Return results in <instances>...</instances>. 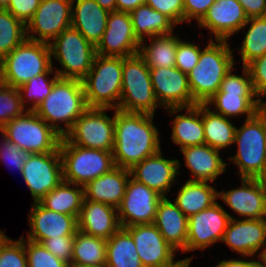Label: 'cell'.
<instances>
[{
    "instance_id": "6da1fadb",
    "label": "cell",
    "mask_w": 266,
    "mask_h": 267,
    "mask_svg": "<svg viewBox=\"0 0 266 267\" xmlns=\"http://www.w3.org/2000/svg\"><path fill=\"white\" fill-rule=\"evenodd\" d=\"M114 110V163L130 170L161 150L159 130L153 124V114Z\"/></svg>"
},
{
    "instance_id": "7a4b0ae2",
    "label": "cell",
    "mask_w": 266,
    "mask_h": 267,
    "mask_svg": "<svg viewBox=\"0 0 266 267\" xmlns=\"http://www.w3.org/2000/svg\"><path fill=\"white\" fill-rule=\"evenodd\" d=\"M226 40L210 39L205 45L197 65L187 74L193 100L205 104L220 88L234 61L233 50Z\"/></svg>"
},
{
    "instance_id": "3957f363",
    "label": "cell",
    "mask_w": 266,
    "mask_h": 267,
    "mask_svg": "<svg viewBox=\"0 0 266 267\" xmlns=\"http://www.w3.org/2000/svg\"><path fill=\"white\" fill-rule=\"evenodd\" d=\"M88 108L82 80L59 78L34 112L63 137Z\"/></svg>"
},
{
    "instance_id": "277c9868",
    "label": "cell",
    "mask_w": 266,
    "mask_h": 267,
    "mask_svg": "<svg viewBox=\"0 0 266 267\" xmlns=\"http://www.w3.org/2000/svg\"><path fill=\"white\" fill-rule=\"evenodd\" d=\"M236 127L237 152L229 157L239 168L240 178H258L266 169V105Z\"/></svg>"
},
{
    "instance_id": "5b68a950",
    "label": "cell",
    "mask_w": 266,
    "mask_h": 267,
    "mask_svg": "<svg viewBox=\"0 0 266 267\" xmlns=\"http://www.w3.org/2000/svg\"><path fill=\"white\" fill-rule=\"evenodd\" d=\"M122 66L123 57L96 54L90 71L82 79L88 107L119 108Z\"/></svg>"
},
{
    "instance_id": "8992f818",
    "label": "cell",
    "mask_w": 266,
    "mask_h": 267,
    "mask_svg": "<svg viewBox=\"0 0 266 267\" xmlns=\"http://www.w3.org/2000/svg\"><path fill=\"white\" fill-rule=\"evenodd\" d=\"M242 67L241 76L233 73L235 67H232L222 80L219 90L205 102L207 106L214 105L212 110L226 118L246 115L245 118L249 119L266 105L253 90L248 68Z\"/></svg>"
},
{
    "instance_id": "52a82bcc",
    "label": "cell",
    "mask_w": 266,
    "mask_h": 267,
    "mask_svg": "<svg viewBox=\"0 0 266 267\" xmlns=\"http://www.w3.org/2000/svg\"><path fill=\"white\" fill-rule=\"evenodd\" d=\"M53 63L49 43L26 38L0 60V82L18 88L46 73Z\"/></svg>"
},
{
    "instance_id": "ba28073f",
    "label": "cell",
    "mask_w": 266,
    "mask_h": 267,
    "mask_svg": "<svg viewBox=\"0 0 266 267\" xmlns=\"http://www.w3.org/2000/svg\"><path fill=\"white\" fill-rule=\"evenodd\" d=\"M160 108L152 87L150 69L137 53L123 57L122 91L118 110L155 115Z\"/></svg>"
},
{
    "instance_id": "9c48e42d",
    "label": "cell",
    "mask_w": 266,
    "mask_h": 267,
    "mask_svg": "<svg viewBox=\"0 0 266 267\" xmlns=\"http://www.w3.org/2000/svg\"><path fill=\"white\" fill-rule=\"evenodd\" d=\"M59 151L63 181L76 185L85 186L116 167L112 152L70 144L64 137L61 138Z\"/></svg>"
},
{
    "instance_id": "30bf717a",
    "label": "cell",
    "mask_w": 266,
    "mask_h": 267,
    "mask_svg": "<svg viewBox=\"0 0 266 267\" xmlns=\"http://www.w3.org/2000/svg\"><path fill=\"white\" fill-rule=\"evenodd\" d=\"M62 69H55L60 78L82 80L90 71L96 56L95 46L77 29L70 26L49 43Z\"/></svg>"
},
{
    "instance_id": "8fae6325",
    "label": "cell",
    "mask_w": 266,
    "mask_h": 267,
    "mask_svg": "<svg viewBox=\"0 0 266 267\" xmlns=\"http://www.w3.org/2000/svg\"><path fill=\"white\" fill-rule=\"evenodd\" d=\"M0 133L30 154L55 152L62 138L34 111H26L9 121Z\"/></svg>"
},
{
    "instance_id": "7c38bea8",
    "label": "cell",
    "mask_w": 266,
    "mask_h": 267,
    "mask_svg": "<svg viewBox=\"0 0 266 267\" xmlns=\"http://www.w3.org/2000/svg\"><path fill=\"white\" fill-rule=\"evenodd\" d=\"M110 109L89 107L63 137L70 144L113 152L115 111L110 118L106 113Z\"/></svg>"
},
{
    "instance_id": "4fadbf2b",
    "label": "cell",
    "mask_w": 266,
    "mask_h": 267,
    "mask_svg": "<svg viewBox=\"0 0 266 267\" xmlns=\"http://www.w3.org/2000/svg\"><path fill=\"white\" fill-rule=\"evenodd\" d=\"M21 176L30 190L33 202L41 200L63 181L59 148L55 152L30 154Z\"/></svg>"
},
{
    "instance_id": "5bb4252c",
    "label": "cell",
    "mask_w": 266,
    "mask_h": 267,
    "mask_svg": "<svg viewBox=\"0 0 266 267\" xmlns=\"http://www.w3.org/2000/svg\"><path fill=\"white\" fill-rule=\"evenodd\" d=\"M72 22V0H41L26 24V38L50 43ZM38 34V36H36Z\"/></svg>"
},
{
    "instance_id": "9a60e30c",
    "label": "cell",
    "mask_w": 266,
    "mask_h": 267,
    "mask_svg": "<svg viewBox=\"0 0 266 267\" xmlns=\"http://www.w3.org/2000/svg\"><path fill=\"white\" fill-rule=\"evenodd\" d=\"M231 216L219 203L188 218V237L185 252L205 250L221 242Z\"/></svg>"
},
{
    "instance_id": "2e32d148",
    "label": "cell",
    "mask_w": 266,
    "mask_h": 267,
    "mask_svg": "<svg viewBox=\"0 0 266 267\" xmlns=\"http://www.w3.org/2000/svg\"><path fill=\"white\" fill-rule=\"evenodd\" d=\"M163 198L155 190L128 179L124 197L117 208L120 226L125 228L137 224H151L155 220L157 206Z\"/></svg>"
},
{
    "instance_id": "e0dca14e",
    "label": "cell",
    "mask_w": 266,
    "mask_h": 267,
    "mask_svg": "<svg viewBox=\"0 0 266 267\" xmlns=\"http://www.w3.org/2000/svg\"><path fill=\"white\" fill-rule=\"evenodd\" d=\"M141 42L134 34L129 12L112 11L101 40L95 46L96 54L128 57L139 53Z\"/></svg>"
},
{
    "instance_id": "ac0fdd59",
    "label": "cell",
    "mask_w": 266,
    "mask_h": 267,
    "mask_svg": "<svg viewBox=\"0 0 266 267\" xmlns=\"http://www.w3.org/2000/svg\"><path fill=\"white\" fill-rule=\"evenodd\" d=\"M243 257L263 258L266 255V218L230 219L222 241ZM263 249V251H262Z\"/></svg>"
},
{
    "instance_id": "d6986e66",
    "label": "cell",
    "mask_w": 266,
    "mask_h": 267,
    "mask_svg": "<svg viewBox=\"0 0 266 267\" xmlns=\"http://www.w3.org/2000/svg\"><path fill=\"white\" fill-rule=\"evenodd\" d=\"M150 77L161 108L197 105L191 94L187 74L180 69L176 67L150 68Z\"/></svg>"
},
{
    "instance_id": "ffe728a7",
    "label": "cell",
    "mask_w": 266,
    "mask_h": 267,
    "mask_svg": "<svg viewBox=\"0 0 266 267\" xmlns=\"http://www.w3.org/2000/svg\"><path fill=\"white\" fill-rule=\"evenodd\" d=\"M180 161L178 159H166L160 150L157 154L145 158L130 169V174L137 182L145 184L155 190L161 196L166 197L171 186L178 181L176 176L180 174Z\"/></svg>"
},
{
    "instance_id": "44dd1931",
    "label": "cell",
    "mask_w": 266,
    "mask_h": 267,
    "mask_svg": "<svg viewBox=\"0 0 266 267\" xmlns=\"http://www.w3.org/2000/svg\"><path fill=\"white\" fill-rule=\"evenodd\" d=\"M28 222L30 230L27 240L42 243L45 239L75 235L78 231L77 217L58 213L44 208L39 202H33Z\"/></svg>"
},
{
    "instance_id": "7402d4cb",
    "label": "cell",
    "mask_w": 266,
    "mask_h": 267,
    "mask_svg": "<svg viewBox=\"0 0 266 267\" xmlns=\"http://www.w3.org/2000/svg\"><path fill=\"white\" fill-rule=\"evenodd\" d=\"M248 21L242 5L237 0H216L198 27L208 29L211 37L226 40L239 32Z\"/></svg>"
},
{
    "instance_id": "603a6c76",
    "label": "cell",
    "mask_w": 266,
    "mask_h": 267,
    "mask_svg": "<svg viewBox=\"0 0 266 267\" xmlns=\"http://www.w3.org/2000/svg\"><path fill=\"white\" fill-rule=\"evenodd\" d=\"M218 198L241 218H266V194L258 178H241V187L219 191Z\"/></svg>"
},
{
    "instance_id": "cb8c5ba5",
    "label": "cell",
    "mask_w": 266,
    "mask_h": 267,
    "mask_svg": "<svg viewBox=\"0 0 266 267\" xmlns=\"http://www.w3.org/2000/svg\"><path fill=\"white\" fill-rule=\"evenodd\" d=\"M125 229L131 234L144 267L164 265L175 258L176 251L153 223L132 225Z\"/></svg>"
},
{
    "instance_id": "d4e9b609",
    "label": "cell",
    "mask_w": 266,
    "mask_h": 267,
    "mask_svg": "<svg viewBox=\"0 0 266 267\" xmlns=\"http://www.w3.org/2000/svg\"><path fill=\"white\" fill-rule=\"evenodd\" d=\"M77 222L82 233L105 240L121 228L117 208L85 198Z\"/></svg>"
},
{
    "instance_id": "484cf974",
    "label": "cell",
    "mask_w": 266,
    "mask_h": 267,
    "mask_svg": "<svg viewBox=\"0 0 266 267\" xmlns=\"http://www.w3.org/2000/svg\"><path fill=\"white\" fill-rule=\"evenodd\" d=\"M153 224L176 252L180 249L185 253L188 217L167 197L159 201Z\"/></svg>"
},
{
    "instance_id": "4316f807",
    "label": "cell",
    "mask_w": 266,
    "mask_h": 267,
    "mask_svg": "<svg viewBox=\"0 0 266 267\" xmlns=\"http://www.w3.org/2000/svg\"><path fill=\"white\" fill-rule=\"evenodd\" d=\"M180 151L185 158V166L194 177L190 181H207L212 184L229 165L220 157V150L207 144L187 146Z\"/></svg>"
},
{
    "instance_id": "83f0119b",
    "label": "cell",
    "mask_w": 266,
    "mask_h": 267,
    "mask_svg": "<svg viewBox=\"0 0 266 267\" xmlns=\"http://www.w3.org/2000/svg\"><path fill=\"white\" fill-rule=\"evenodd\" d=\"M168 114L173 115L171 139L179 149L187 146L205 144L204 127L202 121V104L190 107L165 108ZM185 110V114H177Z\"/></svg>"
},
{
    "instance_id": "f1b7e54d",
    "label": "cell",
    "mask_w": 266,
    "mask_h": 267,
    "mask_svg": "<svg viewBox=\"0 0 266 267\" xmlns=\"http://www.w3.org/2000/svg\"><path fill=\"white\" fill-rule=\"evenodd\" d=\"M130 170L114 167L110 172L89 181L84 187L85 199L118 208L126 190Z\"/></svg>"
},
{
    "instance_id": "f546056e",
    "label": "cell",
    "mask_w": 266,
    "mask_h": 267,
    "mask_svg": "<svg viewBox=\"0 0 266 267\" xmlns=\"http://www.w3.org/2000/svg\"><path fill=\"white\" fill-rule=\"evenodd\" d=\"M109 13L95 0H72L71 26L96 46L105 32Z\"/></svg>"
},
{
    "instance_id": "4dcf8cb0",
    "label": "cell",
    "mask_w": 266,
    "mask_h": 267,
    "mask_svg": "<svg viewBox=\"0 0 266 267\" xmlns=\"http://www.w3.org/2000/svg\"><path fill=\"white\" fill-rule=\"evenodd\" d=\"M173 201L189 218L216 203L218 191L207 181H190L180 186Z\"/></svg>"
},
{
    "instance_id": "1f68e13d",
    "label": "cell",
    "mask_w": 266,
    "mask_h": 267,
    "mask_svg": "<svg viewBox=\"0 0 266 267\" xmlns=\"http://www.w3.org/2000/svg\"><path fill=\"white\" fill-rule=\"evenodd\" d=\"M133 31L141 42L144 37L168 35L176 26L167 16L153 9L147 4H142L130 12Z\"/></svg>"
},
{
    "instance_id": "d6a6232c",
    "label": "cell",
    "mask_w": 266,
    "mask_h": 267,
    "mask_svg": "<svg viewBox=\"0 0 266 267\" xmlns=\"http://www.w3.org/2000/svg\"><path fill=\"white\" fill-rule=\"evenodd\" d=\"M84 198L83 186L62 181L38 202L46 209L78 218Z\"/></svg>"
},
{
    "instance_id": "836d02e7",
    "label": "cell",
    "mask_w": 266,
    "mask_h": 267,
    "mask_svg": "<svg viewBox=\"0 0 266 267\" xmlns=\"http://www.w3.org/2000/svg\"><path fill=\"white\" fill-rule=\"evenodd\" d=\"M229 119L202 104L205 144L220 151L234 144L236 126Z\"/></svg>"
},
{
    "instance_id": "e575fe53",
    "label": "cell",
    "mask_w": 266,
    "mask_h": 267,
    "mask_svg": "<svg viewBox=\"0 0 266 267\" xmlns=\"http://www.w3.org/2000/svg\"><path fill=\"white\" fill-rule=\"evenodd\" d=\"M107 240L77 231L71 264L78 267H105Z\"/></svg>"
},
{
    "instance_id": "d590c367",
    "label": "cell",
    "mask_w": 266,
    "mask_h": 267,
    "mask_svg": "<svg viewBox=\"0 0 266 267\" xmlns=\"http://www.w3.org/2000/svg\"><path fill=\"white\" fill-rule=\"evenodd\" d=\"M105 267H144L131 234L123 227L107 240Z\"/></svg>"
},
{
    "instance_id": "8d00e7d4",
    "label": "cell",
    "mask_w": 266,
    "mask_h": 267,
    "mask_svg": "<svg viewBox=\"0 0 266 267\" xmlns=\"http://www.w3.org/2000/svg\"><path fill=\"white\" fill-rule=\"evenodd\" d=\"M149 44L141 41L139 54L150 68H171L175 67V56L177 51V36L173 33L163 36H154ZM145 44V45H144Z\"/></svg>"
},
{
    "instance_id": "74e56055",
    "label": "cell",
    "mask_w": 266,
    "mask_h": 267,
    "mask_svg": "<svg viewBox=\"0 0 266 267\" xmlns=\"http://www.w3.org/2000/svg\"><path fill=\"white\" fill-rule=\"evenodd\" d=\"M246 26L248 29L239 50L243 66L266 53V16L248 18L242 30Z\"/></svg>"
},
{
    "instance_id": "f35d334b",
    "label": "cell",
    "mask_w": 266,
    "mask_h": 267,
    "mask_svg": "<svg viewBox=\"0 0 266 267\" xmlns=\"http://www.w3.org/2000/svg\"><path fill=\"white\" fill-rule=\"evenodd\" d=\"M50 74H53L52 78ZM59 78L52 64V67L46 73L32 77L28 82L18 87L22 105L26 108L25 103L31 102V106L28 105L27 111H35L37 109L50 94L54 83Z\"/></svg>"
},
{
    "instance_id": "ab89813d",
    "label": "cell",
    "mask_w": 266,
    "mask_h": 267,
    "mask_svg": "<svg viewBox=\"0 0 266 267\" xmlns=\"http://www.w3.org/2000/svg\"><path fill=\"white\" fill-rule=\"evenodd\" d=\"M26 39V25L0 7V60Z\"/></svg>"
},
{
    "instance_id": "60d3db41",
    "label": "cell",
    "mask_w": 266,
    "mask_h": 267,
    "mask_svg": "<svg viewBox=\"0 0 266 267\" xmlns=\"http://www.w3.org/2000/svg\"><path fill=\"white\" fill-rule=\"evenodd\" d=\"M26 111L27 109L22 105L18 88L0 82V129Z\"/></svg>"
},
{
    "instance_id": "b9f144b4",
    "label": "cell",
    "mask_w": 266,
    "mask_h": 267,
    "mask_svg": "<svg viewBox=\"0 0 266 267\" xmlns=\"http://www.w3.org/2000/svg\"><path fill=\"white\" fill-rule=\"evenodd\" d=\"M0 267H27L23 236L13 240L6 235L0 242Z\"/></svg>"
},
{
    "instance_id": "7bdbcfd3",
    "label": "cell",
    "mask_w": 266,
    "mask_h": 267,
    "mask_svg": "<svg viewBox=\"0 0 266 267\" xmlns=\"http://www.w3.org/2000/svg\"><path fill=\"white\" fill-rule=\"evenodd\" d=\"M27 267H68L69 264L55 257L42 243L24 238Z\"/></svg>"
},
{
    "instance_id": "ee69618b",
    "label": "cell",
    "mask_w": 266,
    "mask_h": 267,
    "mask_svg": "<svg viewBox=\"0 0 266 267\" xmlns=\"http://www.w3.org/2000/svg\"><path fill=\"white\" fill-rule=\"evenodd\" d=\"M201 48L193 42L183 41L177 37L175 67L188 74L198 63Z\"/></svg>"
},
{
    "instance_id": "f6af8a7d",
    "label": "cell",
    "mask_w": 266,
    "mask_h": 267,
    "mask_svg": "<svg viewBox=\"0 0 266 267\" xmlns=\"http://www.w3.org/2000/svg\"><path fill=\"white\" fill-rule=\"evenodd\" d=\"M2 143L0 144V161L7 164L11 168L18 169L22 174V169L25 161L30 153L18 147L15 143L8 140L4 134L1 133Z\"/></svg>"
},
{
    "instance_id": "bcb514c9",
    "label": "cell",
    "mask_w": 266,
    "mask_h": 267,
    "mask_svg": "<svg viewBox=\"0 0 266 267\" xmlns=\"http://www.w3.org/2000/svg\"><path fill=\"white\" fill-rule=\"evenodd\" d=\"M246 67L250 73L255 94L266 104V101L262 100L263 97L266 98V53L252 60Z\"/></svg>"
},
{
    "instance_id": "7dc6e473",
    "label": "cell",
    "mask_w": 266,
    "mask_h": 267,
    "mask_svg": "<svg viewBox=\"0 0 266 267\" xmlns=\"http://www.w3.org/2000/svg\"><path fill=\"white\" fill-rule=\"evenodd\" d=\"M145 4L167 16L175 25L184 22L183 0H145Z\"/></svg>"
},
{
    "instance_id": "c3c4849f",
    "label": "cell",
    "mask_w": 266,
    "mask_h": 267,
    "mask_svg": "<svg viewBox=\"0 0 266 267\" xmlns=\"http://www.w3.org/2000/svg\"><path fill=\"white\" fill-rule=\"evenodd\" d=\"M74 236H59L57 238L45 239L42 244L50 251L55 257L71 264L72 252L74 246Z\"/></svg>"
},
{
    "instance_id": "681fc988",
    "label": "cell",
    "mask_w": 266,
    "mask_h": 267,
    "mask_svg": "<svg viewBox=\"0 0 266 267\" xmlns=\"http://www.w3.org/2000/svg\"><path fill=\"white\" fill-rule=\"evenodd\" d=\"M40 2L41 0H9L4 8L26 25L39 7Z\"/></svg>"
},
{
    "instance_id": "f907efd6",
    "label": "cell",
    "mask_w": 266,
    "mask_h": 267,
    "mask_svg": "<svg viewBox=\"0 0 266 267\" xmlns=\"http://www.w3.org/2000/svg\"><path fill=\"white\" fill-rule=\"evenodd\" d=\"M215 1L216 0H183L184 23L188 22L190 24L194 19L199 23Z\"/></svg>"
},
{
    "instance_id": "816d5d0a",
    "label": "cell",
    "mask_w": 266,
    "mask_h": 267,
    "mask_svg": "<svg viewBox=\"0 0 266 267\" xmlns=\"http://www.w3.org/2000/svg\"><path fill=\"white\" fill-rule=\"evenodd\" d=\"M248 18L266 16V0H237Z\"/></svg>"
},
{
    "instance_id": "f5cc1de1",
    "label": "cell",
    "mask_w": 266,
    "mask_h": 267,
    "mask_svg": "<svg viewBox=\"0 0 266 267\" xmlns=\"http://www.w3.org/2000/svg\"><path fill=\"white\" fill-rule=\"evenodd\" d=\"M250 260H243L239 257V259H230V260H221L219 263L214 267H250L256 260H253L252 257L249 258Z\"/></svg>"
},
{
    "instance_id": "db71d44e",
    "label": "cell",
    "mask_w": 266,
    "mask_h": 267,
    "mask_svg": "<svg viewBox=\"0 0 266 267\" xmlns=\"http://www.w3.org/2000/svg\"><path fill=\"white\" fill-rule=\"evenodd\" d=\"M145 3V0H116V11L131 12L138 6Z\"/></svg>"
},
{
    "instance_id": "11a10c76",
    "label": "cell",
    "mask_w": 266,
    "mask_h": 267,
    "mask_svg": "<svg viewBox=\"0 0 266 267\" xmlns=\"http://www.w3.org/2000/svg\"><path fill=\"white\" fill-rule=\"evenodd\" d=\"M193 256L192 257H186L181 260H175L173 259L169 263H166L164 265H159L156 267H189L190 263L192 262Z\"/></svg>"
},
{
    "instance_id": "9f6ffc18",
    "label": "cell",
    "mask_w": 266,
    "mask_h": 267,
    "mask_svg": "<svg viewBox=\"0 0 266 267\" xmlns=\"http://www.w3.org/2000/svg\"><path fill=\"white\" fill-rule=\"evenodd\" d=\"M102 8L112 12L116 11V0H95Z\"/></svg>"
},
{
    "instance_id": "6f0895ef",
    "label": "cell",
    "mask_w": 266,
    "mask_h": 267,
    "mask_svg": "<svg viewBox=\"0 0 266 267\" xmlns=\"http://www.w3.org/2000/svg\"><path fill=\"white\" fill-rule=\"evenodd\" d=\"M250 267H266V259L258 258Z\"/></svg>"
},
{
    "instance_id": "680465c9",
    "label": "cell",
    "mask_w": 266,
    "mask_h": 267,
    "mask_svg": "<svg viewBox=\"0 0 266 267\" xmlns=\"http://www.w3.org/2000/svg\"><path fill=\"white\" fill-rule=\"evenodd\" d=\"M258 180L260 181L261 186H262V188H263V191H264L265 194H266V169H265V171L258 177Z\"/></svg>"
},
{
    "instance_id": "91938a15",
    "label": "cell",
    "mask_w": 266,
    "mask_h": 267,
    "mask_svg": "<svg viewBox=\"0 0 266 267\" xmlns=\"http://www.w3.org/2000/svg\"><path fill=\"white\" fill-rule=\"evenodd\" d=\"M8 2H9V0H0V7L4 8Z\"/></svg>"
},
{
    "instance_id": "94428289",
    "label": "cell",
    "mask_w": 266,
    "mask_h": 267,
    "mask_svg": "<svg viewBox=\"0 0 266 267\" xmlns=\"http://www.w3.org/2000/svg\"><path fill=\"white\" fill-rule=\"evenodd\" d=\"M5 233L0 229V242L5 238Z\"/></svg>"
}]
</instances>
